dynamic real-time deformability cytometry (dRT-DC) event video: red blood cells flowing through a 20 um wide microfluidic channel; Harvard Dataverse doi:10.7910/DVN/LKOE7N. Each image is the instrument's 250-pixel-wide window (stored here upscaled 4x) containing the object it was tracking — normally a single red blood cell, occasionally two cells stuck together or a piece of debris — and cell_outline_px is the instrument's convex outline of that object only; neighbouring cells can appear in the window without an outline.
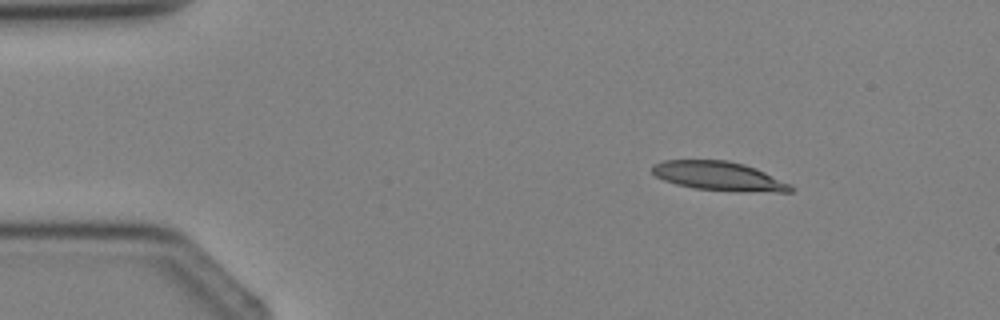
{"species": "Egyptian fruit bat (a non-hibernating species)", "species_latin": "Rousettus aegyptiacus", "temperature_condition": "cold", "stored_images_in_passage": 4, "camera_frame_rate_fps": 3000, "um_per_image_px": 0.085, "animal": {"sex": "female"}, "frame": {"image": 1, "passage_image": 2, "time_ms": 1.333, "image_size_px": [1000, 320], "cell_outline_px": [[796, 188], [792, 192], [776, 192], [696, 188], [676, 184], [664, 180], [656, 176], [652, 172], [652, 164], [664, 160], [728, 160], [744, 164], [756, 168], [792, 184]], "centroid_in_image_um": [61.13, 14.95], "position_along_channel_um": 23.9, "area_um2": 23.18}}
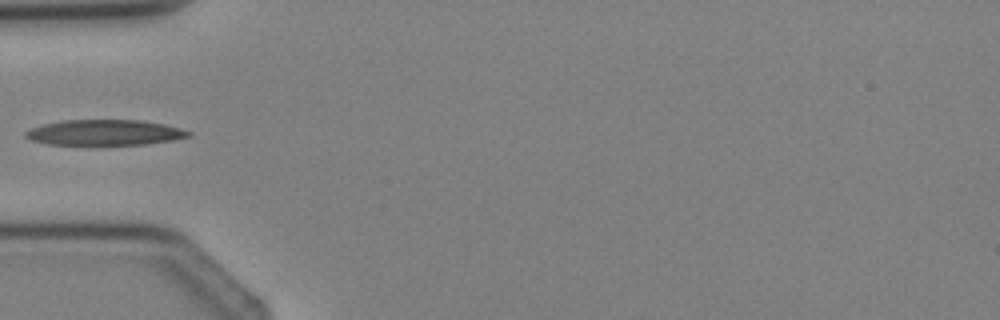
{"frame": {"image": 2, "passage_image": 4, "time_ms": 3.667, "image_size_px": [1000, 320], "cell_outline_px": [[192, 136], [172, 140], [148, 144], [48, 144], [32, 140], [24, 136], [24, 132], [40, 124], [60, 120], [140, 120], [164, 124], [180, 128], [192, 132]], "centroid_in_image_um": [8.9, 11.25], "position_along_channel_um": 76.1, "area_um2": 24.22}}